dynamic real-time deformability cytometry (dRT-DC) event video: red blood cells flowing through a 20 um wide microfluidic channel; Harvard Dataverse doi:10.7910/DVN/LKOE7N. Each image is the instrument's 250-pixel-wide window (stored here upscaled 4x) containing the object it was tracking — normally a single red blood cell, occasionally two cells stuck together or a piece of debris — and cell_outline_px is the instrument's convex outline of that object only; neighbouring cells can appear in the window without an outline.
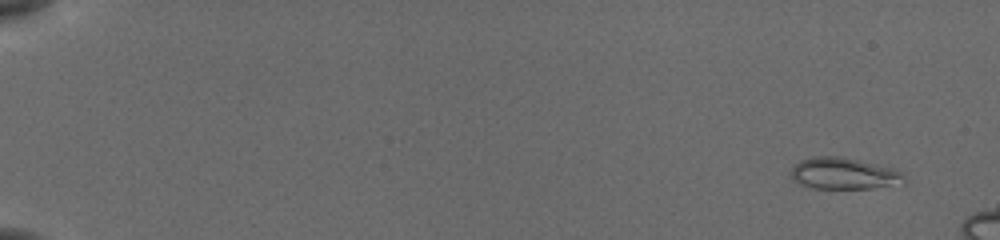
{"species": "common noctule bat (a hibernating species)", "species_latin": "Nyctalus noctula", "temperature_condition": "cold", "stored_images_in_passage": 17, "camera_frame_rate_fps": 3000, "um_per_image_px": 0.085, "animal": {"sex": "female", "body_mass_g": 19.5, "forearm_length_mm": 54.1}, "frame": {"image": 1, "passage_image": 3, "time_ms": 0.667, "image_size_px": [1000, 240], "cell_outline_px": [[904, 184], [872, 188], [812, 188], [800, 184], [792, 180], [788, 172], [792, 164], [800, 160], [812, 156], [844, 156], [896, 168], [900, 172], [904, 180]], "centroid_in_image_um": [71.67, 14.73], "position_along_channel_um": 13.3, "area_um2": 21.39}}